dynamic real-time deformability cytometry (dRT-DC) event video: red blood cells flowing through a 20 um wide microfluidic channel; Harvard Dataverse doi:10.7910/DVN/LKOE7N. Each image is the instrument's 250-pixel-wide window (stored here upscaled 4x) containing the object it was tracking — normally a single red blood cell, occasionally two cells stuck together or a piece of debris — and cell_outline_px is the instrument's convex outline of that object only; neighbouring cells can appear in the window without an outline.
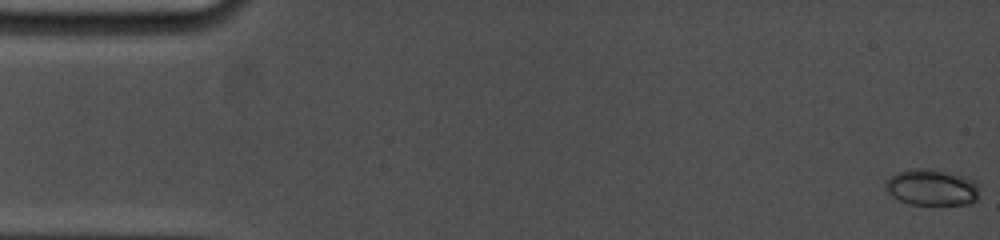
{"species": "common noctule bat (a hibernating species)", "species_latin": "Nyctalus noctula", "temperature_condition": "cold", "stored_images_in_passage": 19, "camera_frame_rate_fps": 5000, "um_per_image_px": 0.085, "animal": {"sex": "female", "body_mass_g": 19.0, "forearm_length_mm": 53.3}, "frame": {"image": 1, "passage_image": 1, "time_ms": 0.0, "image_size_px": [1000, 240], "cell_outline_px": [[976, 200], [968, 204], [908, 204], [892, 196], [884, 188], [884, 180], [896, 172], [916, 168], [932, 168], [952, 172], [968, 176], [976, 180]], "centroid_in_image_um": [79.16, 15.89], "position_along_channel_um": 5.8, "area_um2": 20.11}}
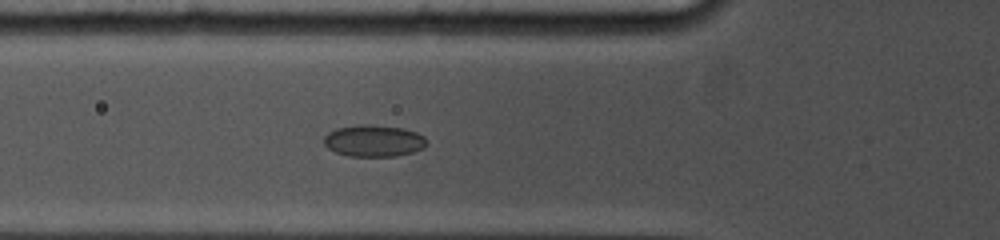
{"frame": {"image": 2, "passage_image": 14, "time_ms": 6.0, "image_size_px": [1000, 240], "cell_outline_px": [[428, 144], [424, 148], [412, 152], [396, 156], [348, 156], [336, 152], [328, 148], [324, 144], [324, 136], [328, 132], [336, 128], [360, 124], [372, 124], [400, 128], [416, 132], [424, 136]], "centroid_in_image_um": [31.76, 11.96], "position_along_channel_um": 94.0, "area_um2": 19.07}}
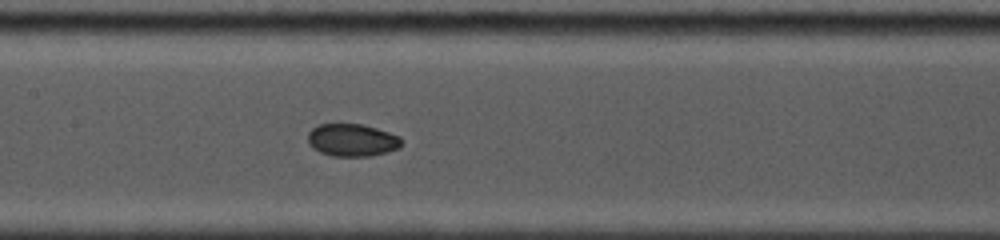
{"frame": {"image": 3, "passage_image": 19, "time_ms": 8.2, "image_size_px": [1000, 240], "cell_outline_px": [[400, 148], [388, 152], [372, 156], [332, 156], [320, 152], [312, 148], [308, 140], [308, 132], [316, 124], [360, 124], [376, 128], [400, 136]], "centroid_in_image_um": [29.91, 11.91], "position_along_channel_um": 177.5, "area_um2": 17.8}}